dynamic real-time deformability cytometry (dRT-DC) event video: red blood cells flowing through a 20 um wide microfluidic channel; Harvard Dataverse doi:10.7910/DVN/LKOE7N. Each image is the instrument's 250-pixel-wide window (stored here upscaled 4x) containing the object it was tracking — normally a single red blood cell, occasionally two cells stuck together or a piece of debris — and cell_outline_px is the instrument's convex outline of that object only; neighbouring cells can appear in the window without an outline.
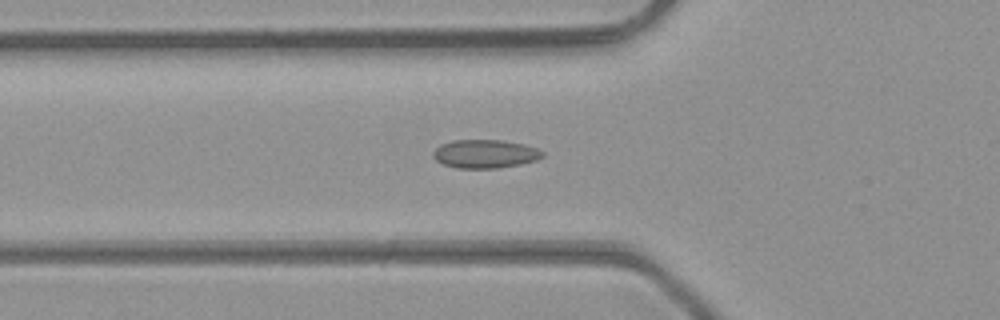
{"species": "common noctule bat (a hibernating species)", "species_latin": "Nyctalus noctula", "temperature_condition": "room temperature", "stored_images_in_passage": 46, "camera_frame_rate_fps": 3000, "um_per_image_px": 0.085, "animal": {"sex": "male", "body_mass_g": 23.1, "forearm_length_mm": 52.7}, "frame": {"image": 1, "passage_image": 15, "time_ms": 4.667, "image_size_px": [1000, 320], "cell_outline_px": [[544, 156], [536, 160], [520, 164], [496, 168], [456, 168], [444, 164], [436, 160], [432, 156], [432, 152], [440, 144], [452, 140], [504, 140], [524, 144], [536, 148], [544, 152]], "centroid_in_image_um": [41.22, 13.07], "position_along_channel_um": 84.6, "area_um2": 18.21}}
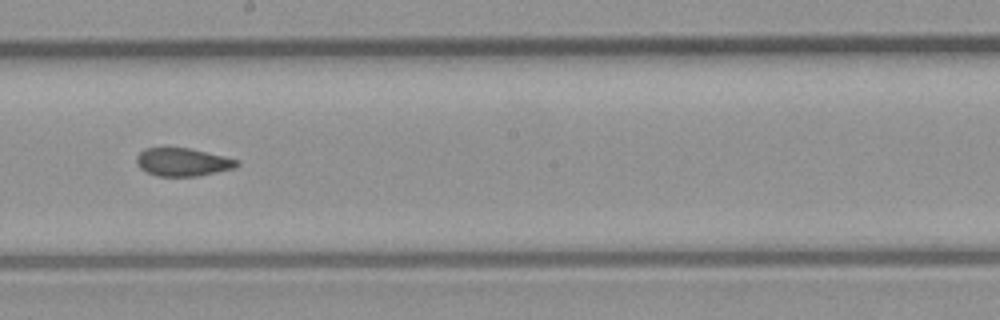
{"frame": {"image": 2, "passage_image": 25, "time_ms": 8.0, "image_size_px": [1000, 320], "cell_outline_px": [[240, 164], [236, 168], [196, 176], [156, 176], [140, 168], [136, 160], [136, 156], [144, 148], [192, 148], [240, 160]], "centroid_in_image_um": [15.56, 13.77], "position_along_channel_um": 232.6, "area_um2": 16.47}}
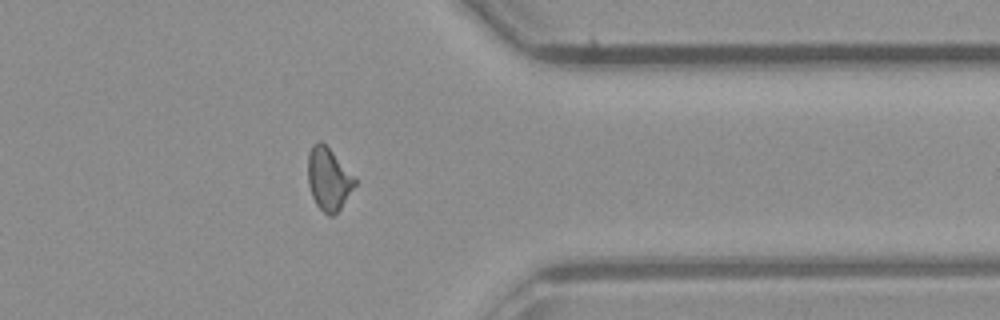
{"frame": {"image": 3, "passage_image": 36, "time_ms": 11.667, "image_size_px": [1000, 320], "cell_outline_px": [[356, 184], [340, 208], [332, 216], [328, 216], [316, 204], [312, 196], [308, 184], [308, 156], [312, 144], [320, 140], [332, 152], [356, 180]], "centroid_in_image_um": [27.89, 15.22], "position_along_channel_um": 383.5, "area_um2": 16.65}, "authors_computed_cell_mechanics": {"area_um2": 17.0221, "velocity_mm_per_s": 4.4034, "shape_relaxation_time_tau1_ms": null, "shape_relaxation_time_tau2_ms": 2.7167, "deformation_change_tau1": null, "deformation_change_tau2": 0.0649}}